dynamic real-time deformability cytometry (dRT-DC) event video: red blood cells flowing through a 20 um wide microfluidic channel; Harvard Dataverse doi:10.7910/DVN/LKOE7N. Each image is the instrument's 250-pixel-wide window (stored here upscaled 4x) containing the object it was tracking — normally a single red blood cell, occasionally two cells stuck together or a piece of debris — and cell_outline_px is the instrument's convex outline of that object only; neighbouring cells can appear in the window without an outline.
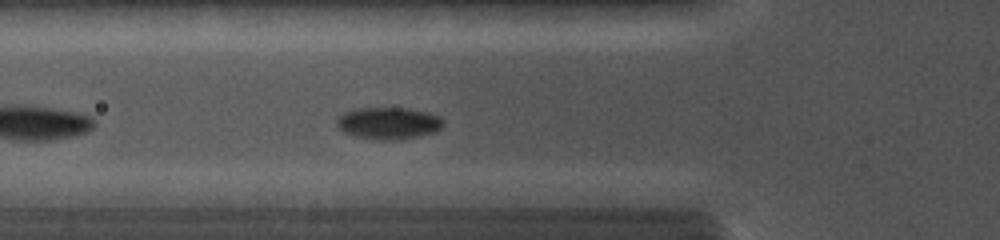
{"species": "common noctule bat (a hibernating species)", "species_latin": "Nyctalus noctula", "temperature_condition": "cold", "stored_images_in_passage": 2, "camera_frame_rate_fps": 5000, "um_per_image_px": 0.085, "animal": {"sex": "female", "body_mass_g": 19.0, "forearm_length_mm": 56.7}, "frame": {"image": 1, "passage_image": 2, "time_ms": 0.6, "image_size_px": [1000, 240], "cell_outline_px": [[444, 124], [436, 132], [420, 136], [396, 140], [376, 140], [352, 136], [344, 132], [336, 124], [336, 120], [344, 112], [352, 108], [408, 108], [428, 112], [440, 116], [444, 120]], "centroid_in_image_um": [33.03, 10.47], "position_along_channel_um": 92.8, "area_um2": 20.17}}